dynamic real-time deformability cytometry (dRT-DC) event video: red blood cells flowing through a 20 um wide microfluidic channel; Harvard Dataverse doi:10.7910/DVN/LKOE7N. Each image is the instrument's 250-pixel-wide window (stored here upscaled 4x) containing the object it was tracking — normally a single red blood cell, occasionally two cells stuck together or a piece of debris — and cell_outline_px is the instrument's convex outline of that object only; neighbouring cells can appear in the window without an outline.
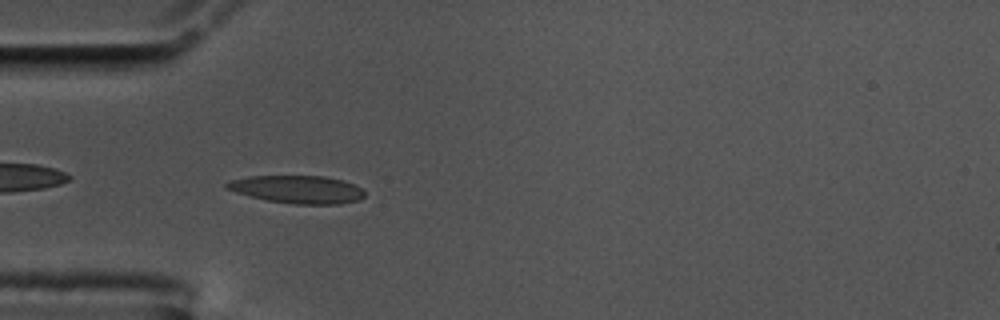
{"species": "common noctule bat (a hibernating species)", "species_latin": "Nyctalus noctula", "temperature_condition": "cold", "stored_images_in_passage": 42, "camera_frame_rate_fps": 3000, "um_per_image_px": 0.085, "animal": {"sex": "male", "body_mass_g": 17.5, "forearm_length_mm": 52.3}, "frame": {"image": 1, "passage_image": 3, "time_ms": 0.667, "image_size_px": [1000, 320], "cell_outline_px": [[364, 196], [360, 200], [340, 204], [296, 204], [268, 200], [248, 196], [224, 188], [224, 184], [228, 180], [248, 176], [324, 176], [344, 180], [360, 188], [364, 192]], "centroid_in_image_um": [25.25, 16.09], "position_along_channel_um": 59.8, "area_um2": 22.43}}
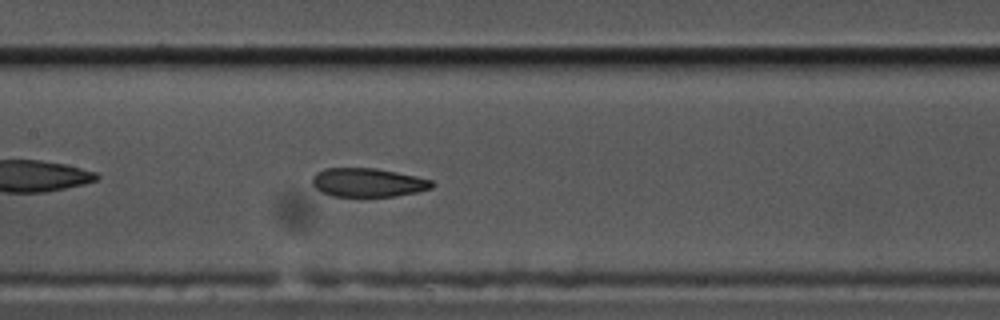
{"frame": {"image": 2, "passage_image": 13, "time_ms": 4.0, "image_size_px": [1000, 320], "cell_outline_px": [[436, 184], [432, 188], [416, 192], [396, 196], [332, 196], [320, 192], [312, 184], [312, 176], [316, 172], [324, 168], [376, 168], [416, 176], [432, 180]], "centroid_in_image_um": [31.26, 15.51], "position_along_channel_um": 176.1, "area_um2": 20.17}}
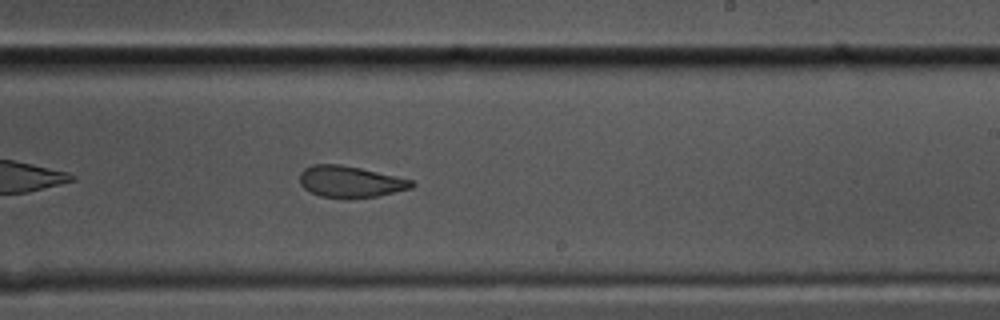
{"frame": {"image": 3, "passage_image": 20, "time_ms": 6.333, "image_size_px": [1000, 320], "cell_outline_px": [[416, 184], [412, 188], [376, 196], [320, 196], [304, 188], [300, 184], [300, 172], [304, 168], [312, 164], [340, 164], [360, 168], [396, 176], [412, 180]], "centroid_in_image_um": [29.76, 15.4], "position_along_channel_um": 259.2, "area_um2": 19.94}, "authors_computed_cell_mechanics": {"area_um2": 21.675, "velocity_mm_per_s": 3.5685, "shape_relaxation_time_tau1_ms": null, "shape_relaxation_time_tau2_ms": 2.0425, "deformation_change_tau1": null, "deformation_change_tau2": 0.0844}}